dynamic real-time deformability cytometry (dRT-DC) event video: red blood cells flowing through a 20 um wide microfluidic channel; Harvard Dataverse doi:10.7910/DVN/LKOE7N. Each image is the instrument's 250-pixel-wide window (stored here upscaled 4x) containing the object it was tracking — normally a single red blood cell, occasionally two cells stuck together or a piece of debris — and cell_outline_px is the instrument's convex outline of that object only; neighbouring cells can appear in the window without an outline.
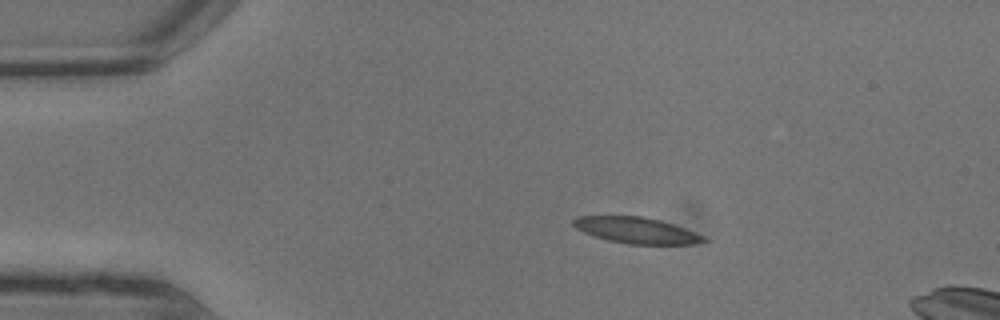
{"species": "common noctule bat (a hibernating species)", "species_latin": "Nyctalus noctula", "temperature_condition": "warm", "stored_images_in_passage": 6, "camera_frame_rate_fps": 3000, "um_per_image_px": 0.085, "animal": {"sex": "male", "body_mass_g": 13.3}, "frame": {"image": 1, "passage_image": 4, "time_ms": 1.0, "image_size_px": [1000, 320], "cell_outline_px": [[708, 240], [692, 244], [628, 244], [608, 240], [584, 232], [576, 228], [572, 224], [572, 220], [576, 216], [640, 216], [660, 220], [684, 228], [704, 236]], "centroid_in_image_um": [54.07, 19.57], "position_along_channel_um": 30.9, "area_um2": 19.59}}